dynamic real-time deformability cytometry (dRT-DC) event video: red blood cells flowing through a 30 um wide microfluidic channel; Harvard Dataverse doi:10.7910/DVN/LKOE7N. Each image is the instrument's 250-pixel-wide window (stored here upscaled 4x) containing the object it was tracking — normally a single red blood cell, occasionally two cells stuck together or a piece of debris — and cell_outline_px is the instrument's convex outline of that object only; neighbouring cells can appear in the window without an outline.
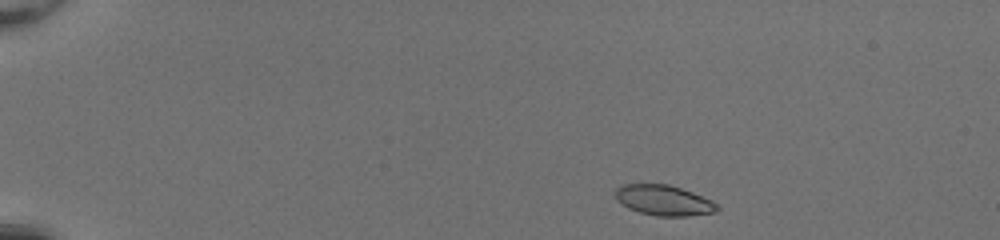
{"species": "common noctule bat (a hibernating species)", "species_latin": "Nyctalus noctula", "temperature_condition": "room temperature", "stored_images_in_passage": 44, "camera_frame_rate_fps": 3000, "um_per_image_px": 0.085, "animal": {"sex": "female", "body_mass_g": 20.0, "forearm_length_mm": 54.0}, "frame": {"image": 1, "passage_image": 2, "time_ms": 0.333, "image_size_px": [1000, 240], "cell_outline_px": [[720, 208], [716, 212], [688, 216], [656, 216], [640, 212], [628, 208], [620, 204], [616, 200], [616, 188], [620, 184], [668, 184], [692, 192], [712, 200]], "centroid_in_image_um": [56.4, 17.03], "position_along_channel_um": 28.6, "area_um2": 18.09}}
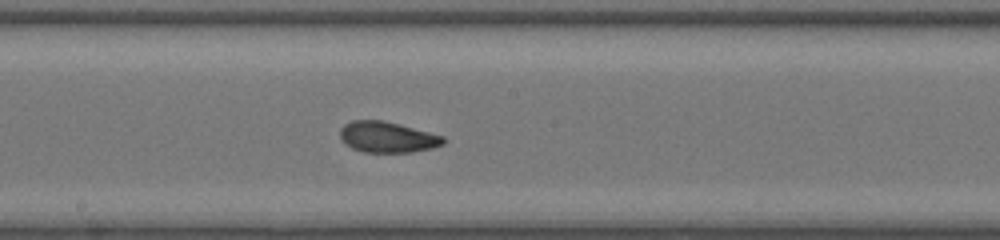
{"frame": {"image": 2, "passage_image": 23, "time_ms": 7.333, "image_size_px": [1000, 240], "cell_outline_px": [[444, 144], [432, 148], [412, 152], [364, 152], [352, 148], [344, 144], [340, 136], [340, 128], [344, 124], [352, 120], [384, 120], [400, 124], [444, 136]], "centroid_in_image_um": [32.91, 11.65], "position_along_channel_um": 215.3, "area_um2": 18.67}}
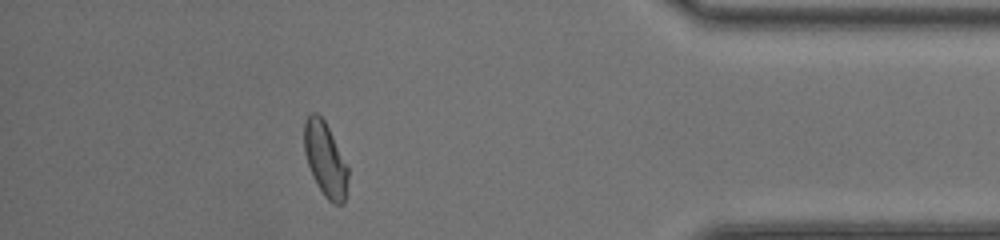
{"frame": {"image": 3, "passage_image": 39, "time_ms": 12.667, "image_size_px": [1000, 240], "cell_outline_px": [[348, 176], [344, 204], [332, 204], [324, 196], [312, 176], [304, 152], [304, 120], [312, 112], [316, 112], [324, 120], [348, 168]], "centroid_in_image_um": [27.63, 13.57], "position_along_channel_um": 407.6, "area_um2": 18.73}, "authors_computed_cell_mechanics": {"area_um2": 18.5538, "velocity_mm_per_s": 4.202, "shape_relaxation_time_tau1_ms": 4.7042, "shape_relaxation_time_tau2_ms": 1.6101, "deformation_change_tau1": 0.1545, "deformation_change_tau2": 0.0584}}